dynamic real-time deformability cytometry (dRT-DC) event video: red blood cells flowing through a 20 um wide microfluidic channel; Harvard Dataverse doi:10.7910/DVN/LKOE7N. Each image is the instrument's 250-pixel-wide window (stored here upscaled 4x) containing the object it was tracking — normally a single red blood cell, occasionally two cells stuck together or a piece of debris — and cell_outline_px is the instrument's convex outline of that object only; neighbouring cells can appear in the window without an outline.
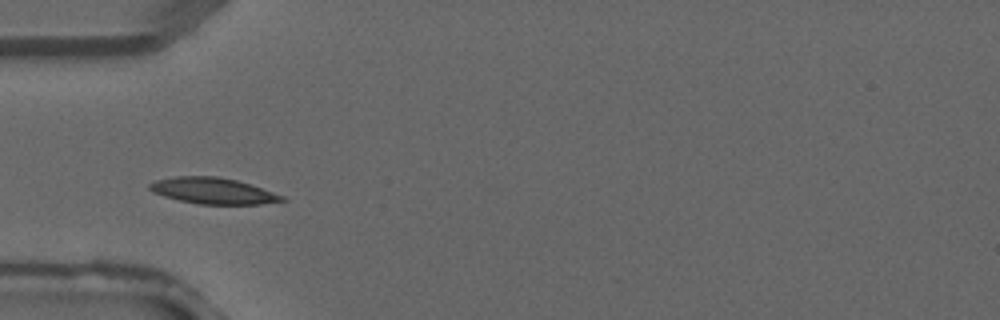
{"species": "common noctule bat (a hibernating species)", "species_latin": "Nyctalus noctula", "temperature_condition": "warm", "stored_images_in_passage": 2, "camera_frame_rate_fps": 3000, "um_per_image_px": 0.085, "animal": {"sex": "male", "forearm_length_mm": 52.5}, "frame": {"image": 1, "passage_image": 1, "time_ms": 0.0, "image_size_px": [1000, 320], "cell_outline_px": [[288, 200], [260, 204], [200, 204], [180, 200], [164, 196], [152, 192], [148, 188], [148, 184], [156, 180], [176, 176], [216, 176], [236, 180], [284, 196]], "centroid_in_image_um": [18.07, 16.22], "position_along_channel_um": 66.9, "area_um2": 19.94}}
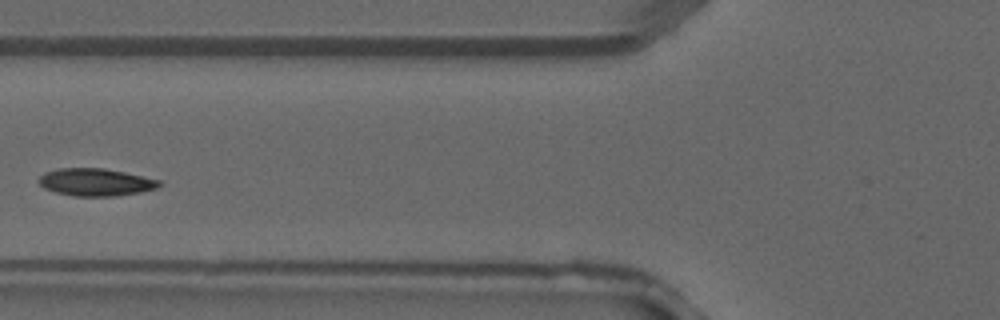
{"frame": {"image": 2, "passage_image": 2, "time_ms": 0.333, "image_size_px": [1000, 320], "cell_outline_px": [[160, 184], [156, 188], [140, 192], [116, 196], [72, 196], [56, 192], [44, 188], [36, 180], [44, 172], [60, 168], [104, 168], [124, 172], [160, 180]], "centroid_in_image_um": [8.09, 15.48], "position_along_channel_um": 117.7, "area_um2": 19.25}}